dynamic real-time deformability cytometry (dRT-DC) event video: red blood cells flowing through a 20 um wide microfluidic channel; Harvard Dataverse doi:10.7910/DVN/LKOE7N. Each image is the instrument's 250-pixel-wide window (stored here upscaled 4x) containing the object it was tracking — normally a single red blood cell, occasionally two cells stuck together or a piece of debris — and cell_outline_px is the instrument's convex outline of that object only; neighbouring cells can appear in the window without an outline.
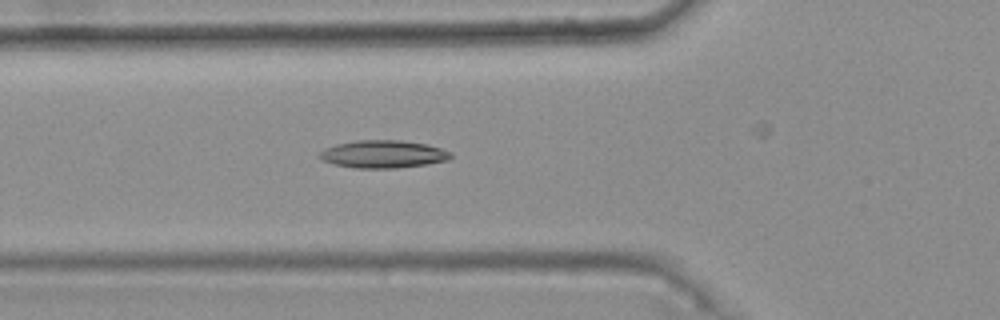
{"species": "common noctule bat (a hibernating species)", "species_latin": "Nyctalus noctula", "temperature_condition": "warm", "stored_images_in_passage": 45, "camera_frame_rate_fps": 3000, "um_per_image_px": 0.085, "animal": {"sex": "female", "body_mass_g": 25.1}, "frame": {"image": 1, "passage_image": 16, "time_ms": 5.0, "image_size_px": [1000, 320], "cell_outline_px": [[452, 156], [448, 160], [428, 164], [396, 168], [356, 168], [332, 164], [324, 160], [320, 156], [320, 152], [324, 148], [336, 144], [356, 140], [400, 140], [428, 144], [452, 152]], "centroid_in_image_um": [32.59, 13.1], "position_along_channel_um": 93.2, "area_um2": 21.21}}
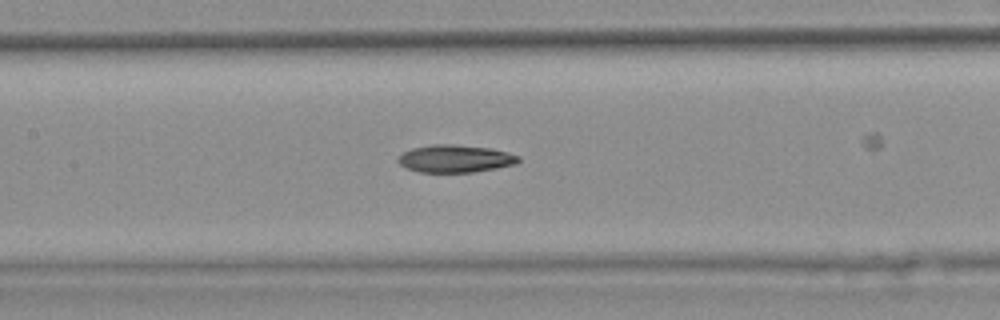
{"frame": {"image": 2, "passage_image": 22, "time_ms": 7.0, "image_size_px": [1000, 320], "cell_outline_px": [[520, 160], [516, 164], [496, 168], [472, 172], [420, 172], [408, 168], [400, 164], [396, 160], [404, 152], [412, 148], [432, 144], [452, 144], [492, 148], [508, 152], [520, 156]], "centroid_in_image_um": [38.72, 13.48], "position_along_channel_um": 168.7, "area_um2": 19.31}}
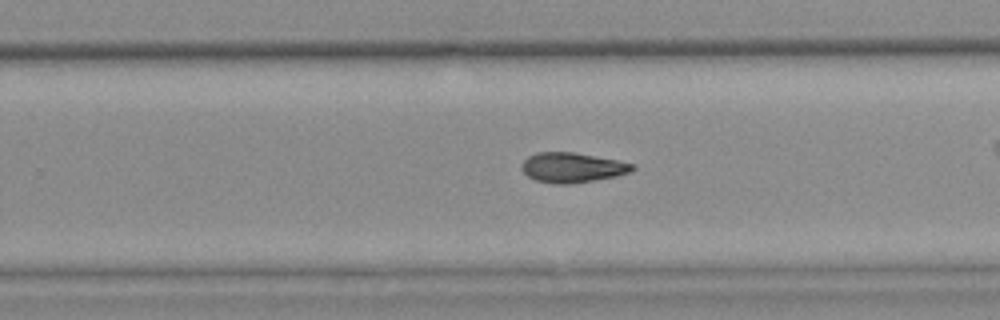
{"frame": {"image": 3, "passage_image": 31, "time_ms": 10.0, "image_size_px": [1000, 320], "cell_outline_px": [[636, 168], [632, 172], [616, 176], [568, 184], [552, 184], [536, 180], [528, 176], [520, 168], [524, 160], [528, 156], [536, 152], [572, 152], [616, 160], [636, 164]], "centroid_in_image_um": [48.64, 14.24], "position_along_channel_um": 281.2, "area_um2": 19.25}}